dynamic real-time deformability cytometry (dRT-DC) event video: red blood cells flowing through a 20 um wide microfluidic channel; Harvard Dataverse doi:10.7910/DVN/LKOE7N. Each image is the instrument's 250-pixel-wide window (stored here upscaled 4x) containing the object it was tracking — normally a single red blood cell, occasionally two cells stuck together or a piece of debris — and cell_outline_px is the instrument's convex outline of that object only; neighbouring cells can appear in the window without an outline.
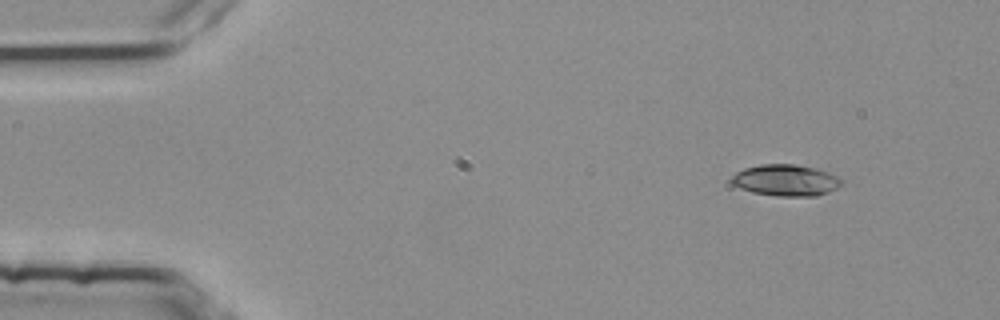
{"species": "common noctule bat (a hibernating species)", "species_latin": "Nyctalus noctula", "temperature_condition": "room temperature", "stored_images_in_passage": 49, "camera_frame_rate_fps": 3000, "um_per_image_px": 0.085, "animal": {"sex": "female", "body_mass_g": 25.1}, "frame": {"image": 1, "passage_image": 1, "time_ms": 0.0, "image_size_px": [1000, 320], "cell_outline_px": [[840, 184], [836, 188], [828, 192], [816, 196], [776, 196], [752, 192], [740, 188], [732, 184], [728, 180], [736, 172], [744, 168], [760, 164], [792, 164], [816, 168], [828, 172], [836, 176], [840, 180]], "centroid_in_image_um": [66.73, 15.32], "position_along_channel_um": 18.3, "area_um2": 20.11}}
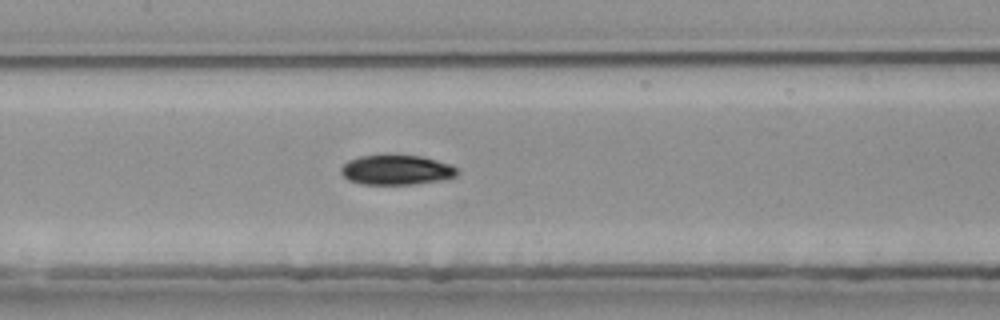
{"frame": {"image": 2, "passage_image": 21, "time_ms": 6.667, "image_size_px": [1000, 320], "cell_outline_px": [[456, 176], [436, 180], [412, 184], [364, 184], [348, 180], [340, 172], [340, 168], [348, 160], [360, 156], [384, 152], [392, 152], [420, 156], [452, 164], [456, 168]], "centroid_in_image_um": [33.63, 14.38], "position_along_channel_um": 173.8, "area_um2": 20.69}}
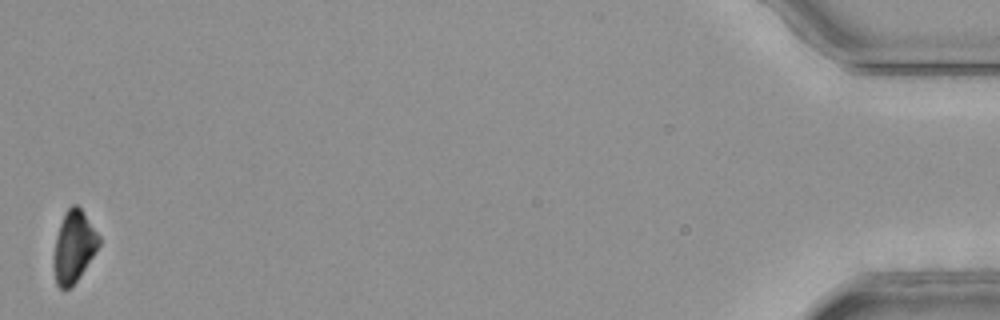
{"frame": {"image": 3, "passage_image": 49, "time_ms": 16.0, "image_size_px": [1000, 320], "cell_outline_px": [[100, 244], [96, 252], [72, 288], [64, 292], [56, 284], [52, 268], [52, 256], [56, 236], [64, 212], [72, 204], [76, 204], [80, 208], [100, 236]], "centroid_in_image_um": [6.24, 21.03], "position_along_channel_um": 429.0, "area_um2": 19.36}, "authors_computed_cell_mechanics": {"area_um2": 19.9988, "velocity_mm_per_s": 3.7903, "shape_relaxation_time_tau1_ms": 7.2595, "shape_relaxation_time_tau2_ms": null, "deformation_change_tau1": 0.1742, "deformation_change_tau2": null}}